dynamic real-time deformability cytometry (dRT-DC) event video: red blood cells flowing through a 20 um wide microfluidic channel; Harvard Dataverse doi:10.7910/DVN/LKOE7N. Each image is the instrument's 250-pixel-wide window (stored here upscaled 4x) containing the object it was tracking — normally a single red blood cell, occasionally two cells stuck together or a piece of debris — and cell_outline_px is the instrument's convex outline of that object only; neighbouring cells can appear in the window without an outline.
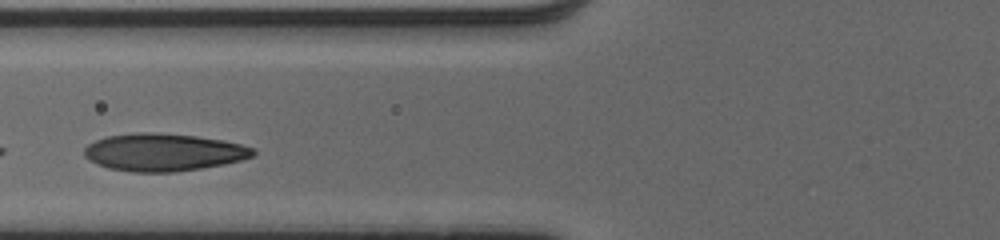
{"species": "human", "species_latin": "Homo sapiens", "temperature_condition": "cold", "stored_images_in_passage": 28, "camera_frame_rate_fps": 3000, "um_per_image_px": 0.085, "donor": {"sex": "male"}, "frame": {"image": 1, "passage_image": 6, "time_ms": 1.667, "image_size_px": [1000, 240], "cell_outline_px": [[256, 152], [252, 156], [240, 160], [224, 164], [176, 172], [132, 172], [108, 168], [96, 164], [88, 160], [84, 156], [84, 148], [88, 144], [96, 140], [108, 136], [144, 132], [196, 136], [220, 140], [240, 144], [256, 148]], "centroid_in_image_um": [13.87, 12.95], "position_along_channel_um": 111.9, "area_um2": 36.7}}
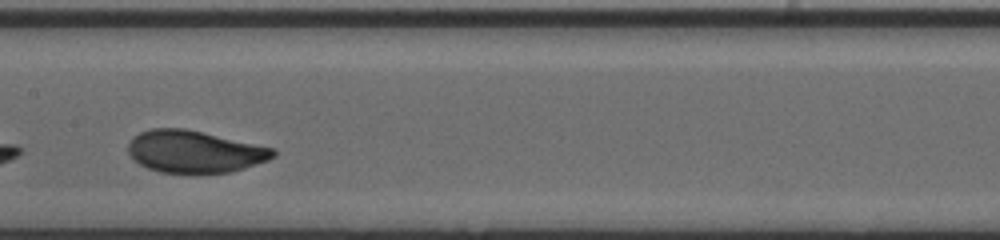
{"frame": {"image": 2, "passage_image": 12, "time_ms": 3.667, "image_size_px": [1000, 240], "cell_outline_px": [[276, 156], [268, 160], [232, 172], [160, 172], [148, 168], [140, 164], [128, 152], [128, 144], [140, 132], [152, 128], [184, 128], [276, 148]], "centroid_in_image_um": [16.58, 12.87], "position_along_channel_um": 190.8, "area_um2": 35.26}}
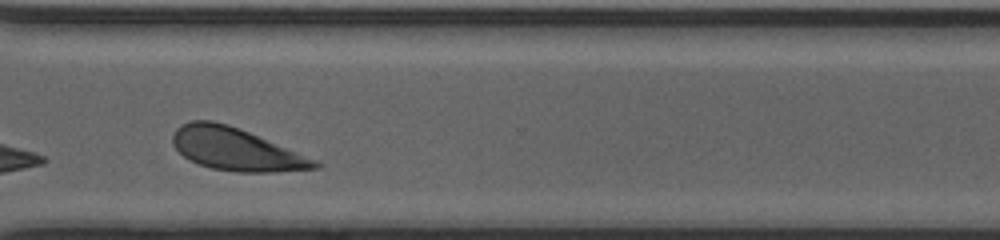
{"frame": {"image": 3, "passage_image": 24, "time_ms": 7.667, "image_size_px": [1000, 240], "cell_outline_px": [[324, 164], [320, 168], [272, 172], [236, 172], [212, 168], [188, 160], [172, 144], [172, 136], [176, 128], [180, 124], [192, 120], [212, 120], [228, 124], [320, 160]], "centroid_in_image_um": [20.09, 12.69], "position_along_channel_um": 350.5, "area_um2": 35.43}, "authors_computed_cell_mechanics": {"area_um2": 35.9227, "velocity_mm_per_s": 3.977, "shape_relaxation_time_tau1_ms": 4.2698, "shape_relaxation_time_tau2_ms": null, "deformation_change_tau1": 0.2183, "deformation_change_tau2": null}}